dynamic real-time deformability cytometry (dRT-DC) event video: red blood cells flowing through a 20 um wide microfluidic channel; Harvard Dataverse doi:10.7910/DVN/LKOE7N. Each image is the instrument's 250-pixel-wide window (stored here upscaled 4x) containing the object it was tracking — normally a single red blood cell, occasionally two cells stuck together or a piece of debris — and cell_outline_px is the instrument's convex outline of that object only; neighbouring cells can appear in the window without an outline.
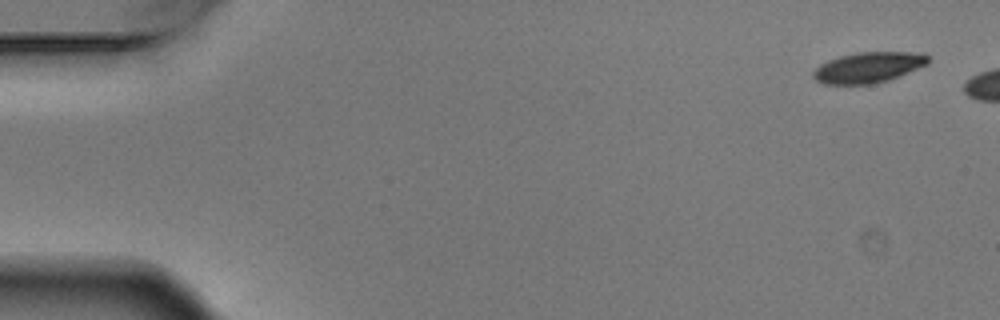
{"species": "Egyptian fruit bat (a non-hibernating species)", "species_latin": "Rousettus aegyptiacus", "temperature_condition": "warm", "stored_images_in_passage": 2, "camera_frame_rate_fps": 3000, "um_per_image_px": 0.085, "animal": {"sex": "male"}, "frame": {"image": 1, "passage_image": 1, "time_ms": 0.0, "image_size_px": [1000, 320], "cell_outline_px": [[928, 64], [900, 76], [888, 80], [872, 84], [824, 84], [816, 80], [812, 76], [812, 72], [820, 64], [828, 60], [840, 56], [860, 52], [924, 52], [928, 56]], "centroid_in_image_um": [73.82, 5.73], "position_along_channel_um": 11.2, "area_um2": 20.58}}